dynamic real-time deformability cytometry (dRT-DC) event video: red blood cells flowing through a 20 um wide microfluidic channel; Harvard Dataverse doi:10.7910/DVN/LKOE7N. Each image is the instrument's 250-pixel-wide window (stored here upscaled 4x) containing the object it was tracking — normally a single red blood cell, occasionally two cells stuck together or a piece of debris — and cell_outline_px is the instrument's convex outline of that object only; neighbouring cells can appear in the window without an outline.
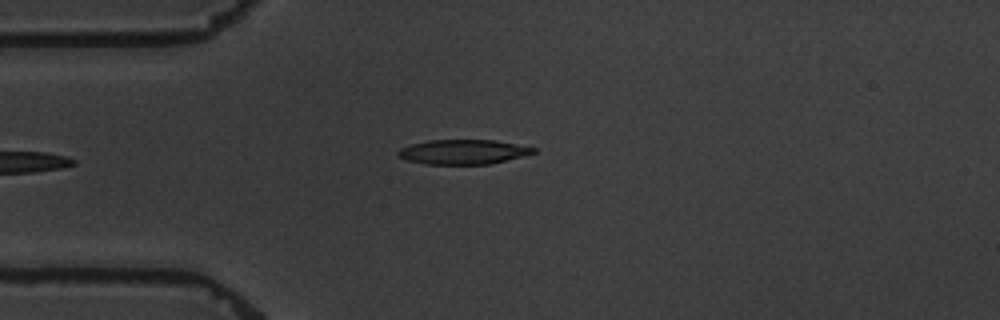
{"species": "common noctule bat (a hibernating species)", "species_latin": "Nyctalus noctula", "temperature_condition": "warm", "stored_images_in_passage": 2, "camera_frame_rate_fps": 3000, "um_per_image_px": 0.085, "animal": {"sex": "male", "body_mass_g": 19.5, "forearm_length_mm": 54.6}, "frame": {"image": 1, "passage_image": 2, "time_ms": 1.0, "image_size_px": [1000, 320], "cell_outline_px": [[536, 152], [488, 164], [424, 164], [408, 160], [400, 156], [396, 152], [400, 148], [412, 144], [428, 140], [492, 140], [516, 144], [536, 148]], "centroid_in_image_um": [39.33, 12.9], "position_along_channel_um": 45.7, "area_um2": 19.07}}